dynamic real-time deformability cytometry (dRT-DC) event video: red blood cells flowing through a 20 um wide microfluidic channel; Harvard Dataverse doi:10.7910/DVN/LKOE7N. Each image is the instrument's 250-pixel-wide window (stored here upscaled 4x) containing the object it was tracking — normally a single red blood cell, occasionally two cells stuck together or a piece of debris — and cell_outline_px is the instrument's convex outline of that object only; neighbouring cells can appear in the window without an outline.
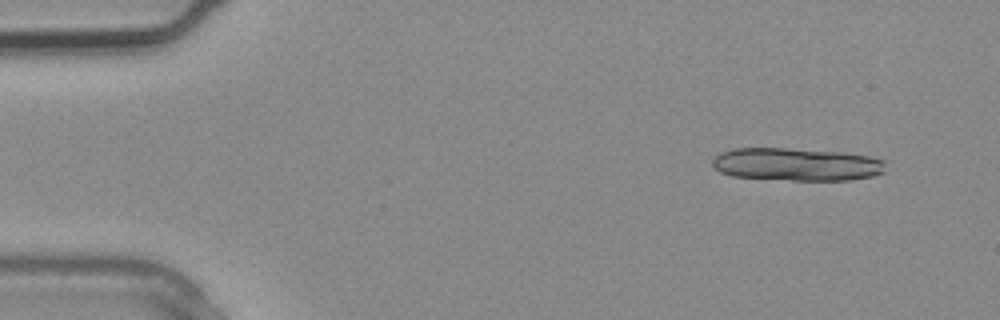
{"species": "common noctule bat (a hibernating species)", "species_latin": "Nyctalus noctula", "temperature_condition": "warm", "stored_images_in_passage": 3, "camera_frame_rate_fps": 3000, "um_per_image_px": 0.085, "animal": {"sex": "male", "body_mass_g": 20.4}, "frame": {"image": 1, "passage_image": 1, "time_ms": 0.0, "image_size_px": [1000, 320], "cell_outline_px": [[884, 172], [872, 176], [852, 180], [792, 180], [732, 176], [720, 172], [712, 164], [712, 160], [720, 152], [736, 148], [788, 148], [844, 152], [872, 156], [884, 160]], "centroid_in_image_um": [67.73, 13.96], "position_along_channel_um": 17.3, "area_um2": 33.29}}
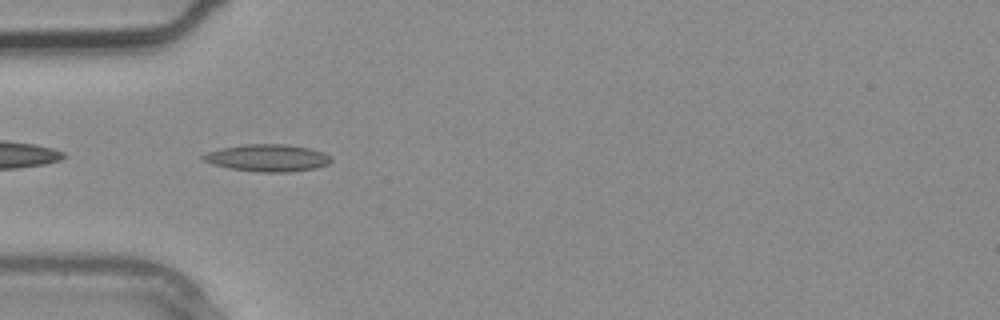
{"frame": {"image": 2, "passage_image": 3, "time_ms": 0.667, "image_size_px": [1000, 320], "cell_outline_px": [[332, 160], [328, 164], [316, 168], [288, 172], [260, 172], [228, 168], [212, 164], [204, 160], [200, 156], [204, 152], [220, 148], [244, 144], [284, 144], [308, 148], [324, 152], [332, 156]], "centroid_in_image_um": [22.72, 13.42], "position_along_channel_um": 62.3, "area_um2": 20.4}}